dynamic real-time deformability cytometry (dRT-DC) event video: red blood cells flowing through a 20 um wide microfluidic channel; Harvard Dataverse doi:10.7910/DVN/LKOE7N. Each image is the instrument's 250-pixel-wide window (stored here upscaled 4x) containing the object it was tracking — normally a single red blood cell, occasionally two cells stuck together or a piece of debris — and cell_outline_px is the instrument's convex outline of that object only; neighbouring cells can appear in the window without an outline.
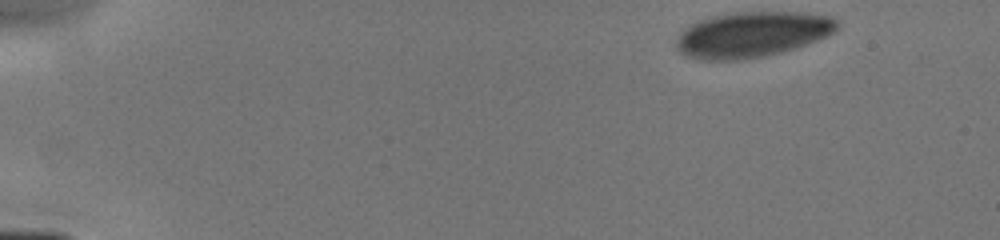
{"species": "human", "species_latin": "Homo sapiens", "temperature_condition": "cold", "stored_images_in_passage": 6, "camera_frame_rate_fps": 3000, "um_per_image_px": 0.085, "donor": {"sex": "male"}, "frame": {"image": 1, "passage_image": 1, "time_ms": 0.0, "image_size_px": [1000, 240], "cell_outline_px": [[840, 28], [828, 36], [808, 44], [796, 48], [764, 56], [740, 60], [700, 60], [684, 56], [676, 48], [676, 40], [680, 32], [684, 28], [700, 20], [712, 16], [732, 12], [800, 12], [832, 16], [840, 20]], "centroid_in_image_um": [63.96, 2.93], "position_along_channel_um": 21.0, "area_um2": 43.23}}
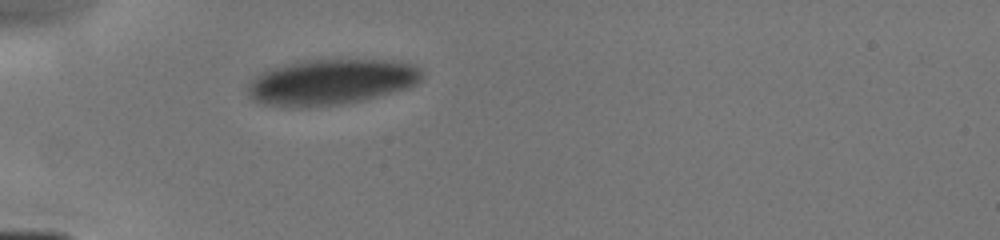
{"frame": {"image": 2, "passage_image": 6, "time_ms": 3.333, "image_size_px": [1000, 240], "cell_outline_px": [[424, 76], [416, 84], [408, 88], [360, 100], [340, 104], [308, 108], [296, 108], [260, 104], [252, 100], [248, 96], [248, 88], [252, 80], [256, 76], [272, 68], [284, 64], [304, 60], [396, 60], [412, 64], [420, 68], [424, 72]], "centroid_in_image_um": [28.14, 6.98], "position_along_channel_um": 56.9, "area_um2": 46.53}}